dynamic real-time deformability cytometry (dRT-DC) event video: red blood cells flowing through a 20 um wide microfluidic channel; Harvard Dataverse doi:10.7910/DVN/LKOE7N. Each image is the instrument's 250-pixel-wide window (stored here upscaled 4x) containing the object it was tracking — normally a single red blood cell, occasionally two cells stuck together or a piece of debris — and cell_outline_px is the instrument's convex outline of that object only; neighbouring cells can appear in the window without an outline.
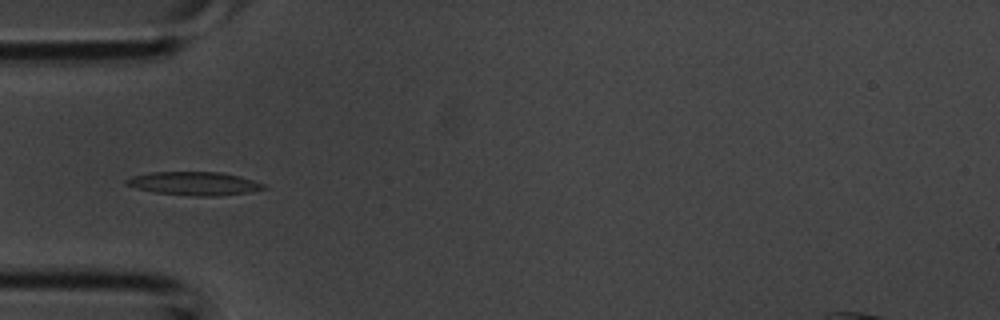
{"species": "common noctule bat (a hibernating species)", "species_latin": "Nyctalus noctula", "temperature_condition": "room temperature", "stored_images_in_passage": 5, "camera_frame_rate_fps": 3000, "um_per_image_px": 0.085, "animal": {"sex": "male", "body_mass_g": 20.1, "forearm_length_mm": 53.5}, "frame": {"image": 1, "passage_image": 4, "time_ms": 1.0, "image_size_px": [1000, 320], "cell_outline_px": [[268, 188], [248, 192], [220, 196], [196, 196], [156, 192], [136, 188], [124, 184], [124, 180], [132, 176], [152, 172], [220, 172], [240, 176], [264, 184]], "centroid_in_image_um": [16.51, 15.59], "position_along_channel_um": 68.5, "area_um2": 18.67}}
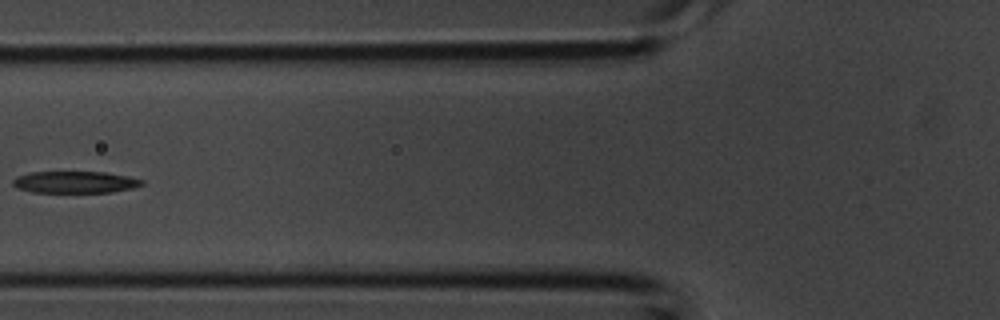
{"frame": {"image": 2, "passage_image": 5, "time_ms": 1.333, "image_size_px": [1000, 320], "cell_outline_px": [[144, 184], [132, 188], [112, 192], [32, 192], [16, 188], [12, 184], [12, 180], [16, 176], [32, 172], [104, 172], [128, 176], [144, 180]], "centroid_in_image_um": [6.36, 15.48], "position_along_channel_um": 119.4, "area_um2": 16.42}}